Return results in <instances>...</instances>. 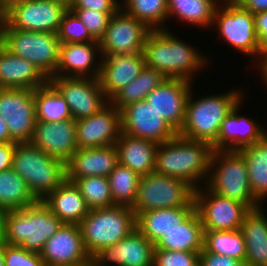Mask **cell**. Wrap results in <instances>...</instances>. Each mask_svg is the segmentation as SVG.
Here are the masks:
<instances>
[{"mask_svg":"<svg viewBox=\"0 0 267 266\" xmlns=\"http://www.w3.org/2000/svg\"><path fill=\"white\" fill-rule=\"evenodd\" d=\"M240 5L253 14L267 11V0H243Z\"/></svg>","mask_w":267,"mask_h":266,"instance_id":"obj_49","label":"cell"},{"mask_svg":"<svg viewBox=\"0 0 267 266\" xmlns=\"http://www.w3.org/2000/svg\"><path fill=\"white\" fill-rule=\"evenodd\" d=\"M200 253L154 248L153 266H199Z\"/></svg>","mask_w":267,"mask_h":266,"instance_id":"obj_43","label":"cell"},{"mask_svg":"<svg viewBox=\"0 0 267 266\" xmlns=\"http://www.w3.org/2000/svg\"><path fill=\"white\" fill-rule=\"evenodd\" d=\"M140 175L130 168L117 164L107 177L114 205L133 207L138 192Z\"/></svg>","mask_w":267,"mask_h":266,"instance_id":"obj_39","label":"cell"},{"mask_svg":"<svg viewBox=\"0 0 267 266\" xmlns=\"http://www.w3.org/2000/svg\"><path fill=\"white\" fill-rule=\"evenodd\" d=\"M219 4V0H167L168 19L175 16L177 21L208 29Z\"/></svg>","mask_w":267,"mask_h":266,"instance_id":"obj_33","label":"cell"},{"mask_svg":"<svg viewBox=\"0 0 267 266\" xmlns=\"http://www.w3.org/2000/svg\"><path fill=\"white\" fill-rule=\"evenodd\" d=\"M120 113L121 131L127 135L161 144L177 134L146 100L131 103Z\"/></svg>","mask_w":267,"mask_h":266,"instance_id":"obj_17","label":"cell"},{"mask_svg":"<svg viewBox=\"0 0 267 266\" xmlns=\"http://www.w3.org/2000/svg\"><path fill=\"white\" fill-rule=\"evenodd\" d=\"M78 225L84 247L93 257L102 248L116 244L135 230L136 215L127 206L90 209Z\"/></svg>","mask_w":267,"mask_h":266,"instance_id":"obj_6","label":"cell"},{"mask_svg":"<svg viewBox=\"0 0 267 266\" xmlns=\"http://www.w3.org/2000/svg\"><path fill=\"white\" fill-rule=\"evenodd\" d=\"M243 0H219L221 4H240Z\"/></svg>","mask_w":267,"mask_h":266,"instance_id":"obj_56","label":"cell"},{"mask_svg":"<svg viewBox=\"0 0 267 266\" xmlns=\"http://www.w3.org/2000/svg\"><path fill=\"white\" fill-rule=\"evenodd\" d=\"M4 244L3 240H0V266H4Z\"/></svg>","mask_w":267,"mask_h":266,"instance_id":"obj_54","label":"cell"},{"mask_svg":"<svg viewBox=\"0 0 267 266\" xmlns=\"http://www.w3.org/2000/svg\"><path fill=\"white\" fill-rule=\"evenodd\" d=\"M195 190L184 180L154 171L140 177L137 198L132 210L137 216L140 212L148 210L195 207Z\"/></svg>","mask_w":267,"mask_h":266,"instance_id":"obj_9","label":"cell"},{"mask_svg":"<svg viewBox=\"0 0 267 266\" xmlns=\"http://www.w3.org/2000/svg\"><path fill=\"white\" fill-rule=\"evenodd\" d=\"M16 143H0V172L12 168Z\"/></svg>","mask_w":267,"mask_h":266,"instance_id":"obj_48","label":"cell"},{"mask_svg":"<svg viewBox=\"0 0 267 266\" xmlns=\"http://www.w3.org/2000/svg\"><path fill=\"white\" fill-rule=\"evenodd\" d=\"M69 9H93L100 12H118L121 3L117 0H74Z\"/></svg>","mask_w":267,"mask_h":266,"instance_id":"obj_46","label":"cell"},{"mask_svg":"<svg viewBox=\"0 0 267 266\" xmlns=\"http://www.w3.org/2000/svg\"><path fill=\"white\" fill-rule=\"evenodd\" d=\"M263 207L250 210L240 231L246 245V266H267V214Z\"/></svg>","mask_w":267,"mask_h":266,"instance_id":"obj_27","label":"cell"},{"mask_svg":"<svg viewBox=\"0 0 267 266\" xmlns=\"http://www.w3.org/2000/svg\"><path fill=\"white\" fill-rule=\"evenodd\" d=\"M203 239V225L195 210L177 228L165 234L154 248L200 253L203 250Z\"/></svg>","mask_w":267,"mask_h":266,"instance_id":"obj_31","label":"cell"},{"mask_svg":"<svg viewBox=\"0 0 267 266\" xmlns=\"http://www.w3.org/2000/svg\"><path fill=\"white\" fill-rule=\"evenodd\" d=\"M203 250L234 258L245 265L246 245L240 229L204 230Z\"/></svg>","mask_w":267,"mask_h":266,"instance_id":"obj_35","label":"cell"},{"mask_svg":"<svg viewBox=\"0 0 267 266\" xmlns=\"http://www.w3.org/2000/svg\"><path fill=\"white\" fill-rule=\"evenodd\" d=\"M36 120L58 122L72 118L67 102L48 82L35 89Z\"/></svg>","mask_w":267,"mask_h":266,"instance_id":"obj_38","label":"cell"},{"mask_svg":"<svg viewBox=\"0 0 267 266\" xmlns=\"http://www.w3.org/2000/svg\"><path fill=\"white\" fill-rule=\"evenodd\" d=\"M0 143H16L10 137L7 123L1 115H0Z\"/></svg>","mask_w":267,"mask_h":266,"instance_id":"obj_50","label":"cell"},{"mask_svg":"<svg viewBox=\"0 0 267 266\" xmlns=\"http://www.w3.org/2000/svg\"><path fill=\"white\" fill-rule=\"evenodd\" d=\"M43 202L54 215L66 224H79L90 210L78 187L67 179Z\"/></svg>","mask_w":267,"mask_h":266,"instance_id":"obj_30","label":"cell"},{"mask_svg":"<svg viewBox=\"0 0 267 266\" xmlns=\"http://www.w3.org/2000/svg\"><path fill=\"white\" fill-rule=\"evenodd\" d=\"M62 224L63 222L50 211L49 207L38 200L23 209L7 211L3 241L40 253L47 240Z\"/></svg>","mask_w":267,"mask_h":266,"instance_id":"obj_4","label":"cell"},{"mask_svg":"<svg viewBox=\"0 0 267 266\" xmlns=\"http://www.w3.org/2000/svg\"><path fill=\"white\" fill-rule=\"evenodd\" d=\"M121 132V113L111 102L97 113L76 121L78 148L114 145Z\"/></svg>","mask_w":267,"mask_h":266,"instance_id":"obj_19","label":"cell"},{"mask_svg":"<svg viewBox=\"0 0 267 266\" xmlns=\"http://www.w3.org/2000/svg\"><path fill=\"white\" fill-rule=\"evenodd\" d=\"M0 44L34 64L48 79L55 74L61 44L58 34L11 29L0 19Z\"/></svg>","mask_w":267,"mask_h":266,"instance_id":"obj_8","label":"cell"},{"mask_svg":"<svg viewBox=\"0 0 267 266\" xmlns=\"http://www.w3.org/2000/svg\"><path fill=\"white\" fill-rule=\"evenodd\" d=\"M216 25L219 36L235 52L252 59H259L258 37L255 31L254 14L240 4H219L215 10L212 27Z\"/></svg>","mask_w":267,"mask_h":266,"instance_id":"obj_10","label":"cell"},{"mask_svg":"<svg viewBox=\"0 0 267 266\" xmlns=\"http://www.w3.org/2000/svg\"><path fill=\"white\" fill-rule=\"evenodd\" d=\"M206 186L214 193L239 201L250 210L262 206L253 196L246 162L238 150H214Z\"/></svg>","mask_w":267,"mask_h":266,"instance_id":"obj_7","label":"cell"},{"mask_svg":"<svg viewBox=\"0 0 267 266\" xmlns=\"http://www.w3.org/2000/svg\"><path fill=\"white\" fill-rule=\"evenodd\" d=\"M31 143L49 156L66 163L78 150L76 120L73 118L58 122L36 120Z\"/></svg>","mask_w":267,"mask_h":266,"instance_id":"obj_21","label":"cell"},{"mask_svg":"<svg viewBox=\"0 0 267 266\" xmlns=\"http://www.w3.org/2000/svg\"><path fill=\"white\" fill-rule=\"evenodd\" d=\"M101 58L99 42L60 44L59 60L53 76L98 78Z\"/></svg>","mask_w":267,"mask_h":266,"instance_id":"obj_22","label":"cell"},{"mask_svg":"<svg viewBox=\"0 0 267 266\" xmlns=\"http://www.w3.org/2000/svg\"><path fill=\"white\" fill-rule=\"evenodd\" d=\"M192 89L193 82L166 78L145 100L177 133L183 125L186 104Z\"/></svg>","mask_w":267,"mask_h":266,"instance_id":"obj_18","label":"cell"},{"mask_svg":"<svg viewBox=\"0 0 267 266\" xmlns=\"http://www.w3.org/2000/svg\"><path fill=\"white\" fill-rule=\"evenodd\" d=\"M199 50L170 29L151 30L143 49L145 66L161 72L166 78L194 82L192 78L196 72L208 68L206 65L210 62Z\"/></svg>","mask_w":267,"mask_h":266,"instance_id":"obj_1","label":"cell"},{"mask_svg":"<svg viewBox=\"0 0 267 266\" xmlns=\"http://www.w3.org/2000/svg\"><path fill=\"white\" fill-rule=\"evenodd\" d=\"M70 10L79 17L91 36L98 42L103 38L112 16L116 13L100 12L93 9Z\"/></svg>","mask_w":267,"mask_h":266,"instance_id":"obj_42","label":"cell"},{"mask_svg":"<svg viewBox=\"0 0 267 266\" xmlns=\"http://www.w3.org/2000/svg\"><path fill=\"white\" fill-rule=\"evenodd\" d=\"M25 1L27 0H0V18L12 7Z\"/></svg>","mask_w":267,"mask_h":266,"instance_id":"obj_51","label":"cell"},{"mask_svg":"<svg viewBox=\"0 0 267 266\" xmlns=\"http://www.w3.org/2000/svg\"><path fill=\"white\" fill-rule=\"evenodd\" d=\"M7 211L0 207V240L4 237L5 215Z\"/></svg>","mask_w":267,"mask_h":266,"instance_id":"obj_52","label":"cell"},{"mask_svg":"<svg viewBox=\"0 0 267 266\" xmlns=\"http://www.w3.org/2000/svg\"><path fill=\"white\" fill-rule=\"evenodd\" d=\"M145 66L143 53L107 55L101 58L99 83L110 101L133 81Z\"/></svg>","mask_w":267,"mask_h":266,"instance_id":"obj_23","label":"cell"},{"mask_svg":"<svg viewBox=\"0 0 267 266\" xmlns=\"http://www.w3.org/2000/svg\"><path fill=\"white\" fill-rule=\"evenodd\" d=\"M49 83L67 102L72 118L76 121L97 113L110 102L98 78L52 76Z\"/></svg>","mask_w":267,"mask_h":266,"instance_id":"obj_13","label":"cell"},{"mask_svg":"<svg viewBox=\"0 0 267 266\" xmlns=\"http://www.w3.org/2000/svg\"><path fill=\"white\" fill-rule=\"evenodd\" d=\"M254 19L259 44V60L256 59L254 63L257 62L255 66L259 68L267 57V11L254 14Z\"/></svg>","mask_w":267,"mask_h":266,"instance_id":"obj_45","label":"cell"},{"mask_svg":"<svg viewBox=\"0 0 267 266\" xmlns=\"http://www.w3.org/2000/svg\"><path fill=\"white\" fill-rule=\"evenodd\" d=\"M119 163L116 145L100 148H78L65 163L66 179L108 177Z\"/></svg>","mask_w":267,"mask_h":266,"instance_id":"obj_24","label":"cell"},{"mask_svg":"<svg viewBox=\"0 0 267 266\" xmlns=\"http://www.w3.org/2000/svg\"><path fill=\"white\" fill-rule=\"evenodd\" d=\"M258 70H261L260 76H262L261 78L263 79V81L267 85V57L264 59L262 65L258 68Z\"/></svg>","mask_w":267,"mask_h":266,"instance_id":"obj_53","label":"cell"},{"mask_svg":"<svg viewBox=\"0 0 267 266\" xmlns=\"http://www.w3.org/2000/svg\"><path fill=\"white\" fill-rule=\"evenodd\" d=\"M121 9L143 22L150 30L167 29V0H123ZM165 23V24H164Z\"/></svg>","mask_w":267,"mask_h":266,"instance_id":"obj_37","label":"cell"},{"mask_svg":"<svg viewBox=\"0 0 267 266\" xmlns=\"http://www.w3.org/2000/svg\"><path fill=\"white\" fill-rule=\"evenodd\" d=\"M38 200L26 181L12 168L0 172V207L6 211L23 209Z\"/></svg>","mask_w":267,"mask_h":266,"instance_id":"obj_34","label":"cell"},{"mask_svg":"<svg viewBox=\"0 0 267 266\" xmlns=\"http://www.w3.org/2000/svg\"><path fill=\"white\" fill-rule=\"evenodd\" d=\"M4 266H46L40 253L28 251L19 245L4 244Z\"/></svg>","mask_w":267,"mask_h":266,"instance_id":"obj_44","label":"cell"},{"mask_svg":"<svg viewBox=\"0 0 267 266\" xmlns=\"http://www.w3.org/2000/svg\"><path fill=\"white\" fill-rule=\"evenodd\" d=\"M51 1L58 2L69 9L74 0H51Z\"/></svg>","mask_w":267,"mask_h":266,"instance_id":"obj_55","label":"cell"},{"mask_svg":"<svg viewBox=\"0 0 267 266\" xmlns=\"http://www.w3.org/2000/svg\"><path fill=\"white\" fill-rule=\"evenodd\" d=\"M12 169L26 181L35 198L41 201L66 180L65 163L49 156L31 142L16 143Z\"/></svg>","mask_w":267,"mask_h":266,"instance_id":"obj_5","label":"cell"},{"mask_svg":"<svg viewBox=\"0 0 267 266\" xmlns=\"http://www.w3.org/2000/svg\"><path fill=\"white\" fill-rule=\"evenodd\" d=\"M150 31L143 22L120 9L112 16L103 38L99 41L102 57L143 53Z\"/></svg>","mask_w":267,"mask_h":266,"instance_id":"obj_15","label":"cell"},{"mask_svg":"<svg viewBox=\"0 0 267 266\" xmlns=\"http://www.w3.org/2000/svg\"><path fill=\"white\" fill-rule=\"evenodd\" d=\"M0 115L16 143L31 142L36 123L35 90L0 88Z\"/></svg>","mask_w":267,"mask_h":266,"instance_id":"obj_11","label":"cell"},{"mask_svg":"<svg viewBox=\"0 0 267 266\" xmlns=\"http://www.w3.org/2000/svg\"><path fill=\"white\" fill-rule=\"evenodd\" d=\"M244 156L248 181L254 198L262 205L267 199V139L239 150Z\"/></svg>","mask_w":267,"mask_h":266,"instance_id":"obj_32","label":"cell"},{"mask_svg":"<svg viewBox=\"0 0 267 266\" xmlns=\"http://www.w3.org/2000/svg\"><path fill=\"white\" fill-rule=\"evenodd\" d=\"M57 34L61 44L98 42L91 36L79 17L70 9L63 14Z\"/></svg>","mask_w":267,"mask_h":266,"instance_id":"obj_41","label":"cell"},{"mask_svg":"<svg viewBox=\"0 0 267 266\" xmlns=\"http://www.w3.org/2000/svg\"><path fill=\"white\" fill-rule=\"evenodd\" d=\"M213 151L210 144L176 134L171 140L158 144L155 172L184 180L197 189L200 184L206 185L209 178Z\"/></svg>","mask_w":267,"mask_h":266,"instance_id":"obj_2","label":"cell"},{"mask_svg":"<svg viewBox=\"0 0 267 266\" xmlns=\"http://www.w3.org/2000/svg\"><path fill=\"white\" fill-rule=\"evenodd\" d=\"M46 266H92L78 224H66L47 240L40 252Z\"/></svg>","mask_w":267,"mask_h":266,"instance_id":"obj_16","label":"cell"},{"mask_svg":"<svg viewBox=\"0 0 267 266\" xmlns=\"http://www.w3.org/2000/svg\"><path fill=\"white\" fill-rule=\"evenodd\" d=\"M166 77L159 71L144 66L140 74L122 88L110 102L120 111L123 107L145 100L147 95L158 87Z\"/></svg>","mask_w":267,"mask_h":266,"instance_id":"obj_36","label":"cell"},{"mask_svg":"<svg viewBox=\"0 0 267 266\" xmlns=\"http://www.w3.org/2000/svg\"><path fill=\"white\" fill-rule=\"evenodd\" d=\"M115 145L118 151L119 164L130 168L140 176L155 171L156 150L158 147L155 142L121 132Z\"/></svg>","mask_w":267,"mask_h":266,"instance_id":"obj_29","label":"cell"},{"mask_svg":"<svg viewBox=\"0 0 267 266\" xmlns=\"http://www.w3.org/2000/svg\"><path fill=\"white\" fill-rule=\"evenodd\" d=\"M242 101L225 117L217 138V150H240L264 137V126L239 112Z\"/></svg>","mask_w":267,"mask_h":266,"instance_id":"obj_25","label":"cell"},{"mask_svg":"<svg viewBox=\"0 0 267 266\" xmlns=\"http://www.w3.org/2000/svg\"><path fill=\"white\" fill-rule=\"evenodd\" d=\"M154 247L136 228L121 241L97 252L92 266H153Z\"/></svg>","mask_w":267,"mask_h":266,"instance_id":"obj_20","label":"cell"},{"mask_svg":"<svg viewBox=\"0 0 267 266\" xmlns=\"http://www.w3.org/2000/svg\"><path fill=\"white\" fill-rule=\"evenodd\" d=\"M48 82L34 64L10 53L0 44V88L35 90Z\"/></svg>","mask_w":267,"mask_h":266,"instance_id":"obj_26","label":"cell"},{"mask_svg":"<svg viewBox=\"0 0 267 266\" xmlns=\"http://www.w3.org/2000/svg\"><path fill=\"white\" fill-rule=\"evenodd\" d=\"M199 266H243V264L234 258L202 250Z\"/></svg>","mask_w":267,"mask_h":266,"instance_id":"obj_47","label":"cell"},{"mask_svg":"<svg viewBox=\"0 0 267 266\" xmlns=\"http://www.w3.org/2000/svg\"><path fill=\"white\" fill-rule=\"evenodd\" d=\"M89 209L113 207L114 201L107 177L92 176L73 181Z\"/></svg>","mask_w":267,"mask_h":266,"instance_id":"obj_40","label":"cell"},{"mask_svg":"<svg viewBox=\"0 0 267 266\" xmlns=\"http://www.w3.org/2000/svg\"><path fill=\"white\" fill-rule=\"evenodd\" d=\"M264 137L267 139V129L264 127Z\"/></svg>","mask_w":267,"mask_h":266,"instance_id":"obj_57","label":"cell"},{"mask_svg":"<svg viewBox=\"0 0 267 266\" xmlns=\"http://www.w3.org/2000/svg\"><path fill=\"white\" fill-rule=\"evenodd\" d=\"M195 210L204 230L240 229L245 215L250 211L245 204L220 196L206 185L195 190Z\"/></svg>","mask_w":267,"mask_h":266,"instance_id":"obj_12","label":"cell"},{"mask_svg":"<svg viewBox=\"0 0 267 266\" xmlns=\"http://www.w3.org/2000/svg\"><path fill=\"white\" fill-rule=\"evenodd\" d=\"M67 10L51 0H27L12 7L0 19L11 29L57 34Z\"/></svg>","mask_w":267,"mask_h":266,"instance_id":"obj_14","label":"cell"},{"mask_svg":"<svg viewBox=\"0 0 267 266\" xmlns=\"http://www.w3.org/2000/svg\"><path fill=\"white\" fill-rule=\"evenodd\" d=\"M194 211L195 207H169L143 211L136 216V228L155 245Z\"/></svg>","mask_w":267,"mask_h":266,"instance_id":"obj_28","label":"cell"},{"mask_svg":"<svg viewBox=\"0 0 267 266\" xmlns=\"http://www.w3.org/2000/svg\"><path fill=\"white\" fill-rule=\"evenodd\" d=\"M241 89L194 99L193 90L186 104L185 119L177 132L181 137L205 142L217 150V138L225 117L243 99Z\"/></svg>","mask_w":267,"mask_h":266,"instance_id":"obj_3","label":"cell"}]
</instances>
